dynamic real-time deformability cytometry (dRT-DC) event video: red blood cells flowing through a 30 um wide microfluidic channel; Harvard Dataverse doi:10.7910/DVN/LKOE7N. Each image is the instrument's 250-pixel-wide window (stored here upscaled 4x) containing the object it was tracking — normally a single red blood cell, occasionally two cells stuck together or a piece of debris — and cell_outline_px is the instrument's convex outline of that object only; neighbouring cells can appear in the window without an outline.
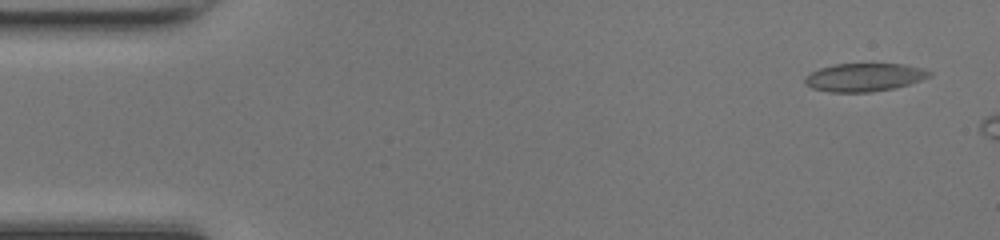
{"species": "common noctule bat (a hibernating species)", "species_latin": "Nyctalus noctula", "temperature_condition": "room temperature", "stored_images_in_passage": 9, "camera_frame_rate_fps": 3000, "um_per_image_px": 0.085, "animal": {"sex": "female", "body_mass_g": 17.0, "forearm_length_mm": 48.0}, "frame": {"image": 1, "passage_image": 3, "time_ms": 0.667, "image_size_px": [1000, 240], "cell_outline_px": [[932, 76], [908, 84], [892, 88], [872, 92], [828, 92], [812, 88], [804, 84], [804, 80], [812, 72], [820, 68], [836, 64], [904, 64], [924, 68], [932, 72]], "centroid_in_image_um": [73.48, 6.57], "position_along_channel_um": 11.5, "area_um2": 20.35}}